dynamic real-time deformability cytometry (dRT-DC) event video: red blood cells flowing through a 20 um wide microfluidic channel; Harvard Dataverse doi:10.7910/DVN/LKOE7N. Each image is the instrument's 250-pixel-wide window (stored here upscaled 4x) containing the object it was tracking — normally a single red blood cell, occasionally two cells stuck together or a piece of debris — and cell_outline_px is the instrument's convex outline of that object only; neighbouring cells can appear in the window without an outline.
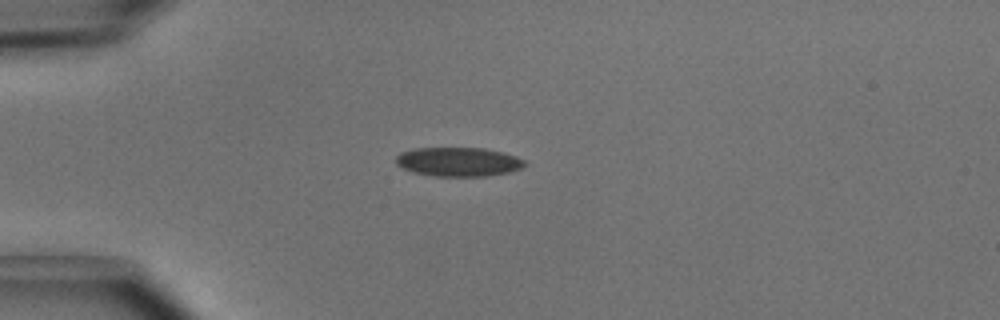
{"species": "common noctule bat (a hibernating species)", "species_latin": "Nyctalus noctula", "temperature_condition": "cold", "stored_images_in_passage": 6, "camera_frame_rate_fps": 3000, "um_per_image_px": 0.085, "animal": {"sex": "male", "body_mass_g": 15.6}, "frame": {"image": 1, "passage_image": 3, "time_ms": 0.667, "image_size_px": [1000, 320], "cell_outline_px": [[528, 164], [520, 168], [508, 172], [488, 176], [432, 176], [412, 172], [396, 164], [396, 156], [400, 152], [412, 148], [484, 148], [504, 152], [516, 156], [524, 160]], "centroid_in_image_um": [38.96, 13.75], "position_along_channel_um": 46.0, "area_um2": 21.96}}
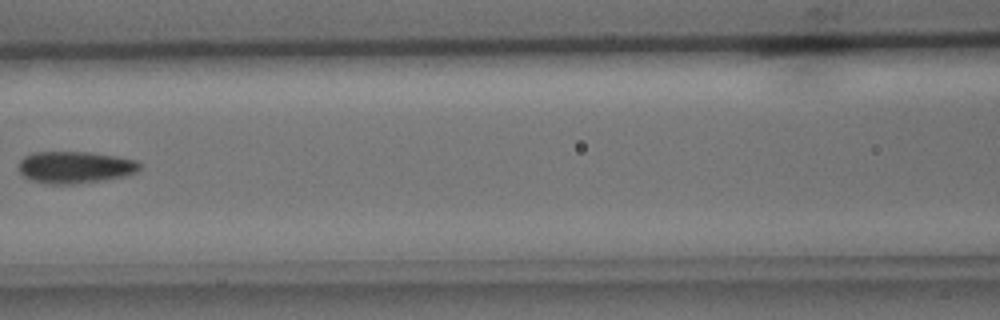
{"frame": {"image": 2, "passage_image": 6, "time_ms": 1.667, "image_size_px": [1000, 320], "cell_outline_px": [[140, 168], [136, 172], [124, 176], [104, 180], [72, 184], [48, 184], [32, 180], [24, 176], [20, 172], [20, 160], [24, 156], [32, 152], [92, 152], [116, 156], [136, 160], [140, 164]], "centroid_in_image_um": [6.38, 14.21], "position_along_channel_um": 160.2, "area_um2": 22.48}}